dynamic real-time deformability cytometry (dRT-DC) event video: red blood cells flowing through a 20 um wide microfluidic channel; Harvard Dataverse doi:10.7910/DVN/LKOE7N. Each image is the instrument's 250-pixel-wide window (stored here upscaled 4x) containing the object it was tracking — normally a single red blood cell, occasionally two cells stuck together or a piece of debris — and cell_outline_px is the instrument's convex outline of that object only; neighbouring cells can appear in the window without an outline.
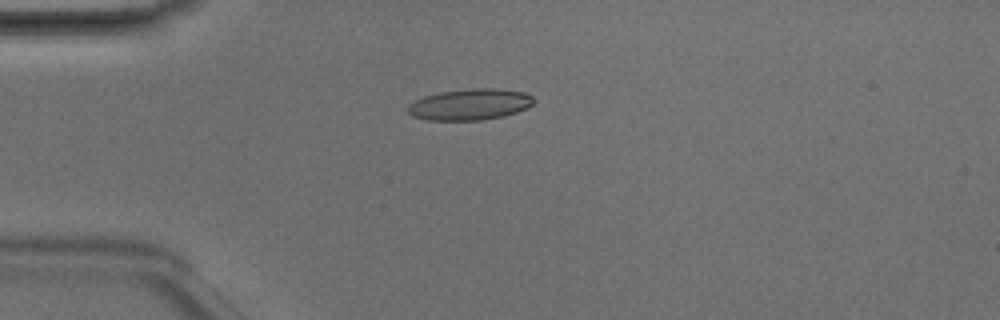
{"species": "Egyptian fruit bat (a non-hibernating species)", "species_latin": "Rousettus aegyptiacus", "temperature_condition": "room temperature", "stored_images_in_passage": 5, "camera_frame_rate_fps": 3000, "um_per_image_px": 0.085, "animal": {"sex": "male"}, "frame": {"image": 1, "passage_image": 4, "time_ms": 1.0, "image_size_px": [1000, 320], "cell_outline_px": [[536, 100], [532, 104], [516, 112], [504, 116], [480, 120], [428, 120], [412, 116], [408, 112], [408, 104], [424, 96], [440, 92], [472, 88], [492, 88], [524, 92], [532, 96]], "centroid_in_image_um": [39.93, 8.87], "position_along_channel_um": 45.1, "area_um2": 22.77}}